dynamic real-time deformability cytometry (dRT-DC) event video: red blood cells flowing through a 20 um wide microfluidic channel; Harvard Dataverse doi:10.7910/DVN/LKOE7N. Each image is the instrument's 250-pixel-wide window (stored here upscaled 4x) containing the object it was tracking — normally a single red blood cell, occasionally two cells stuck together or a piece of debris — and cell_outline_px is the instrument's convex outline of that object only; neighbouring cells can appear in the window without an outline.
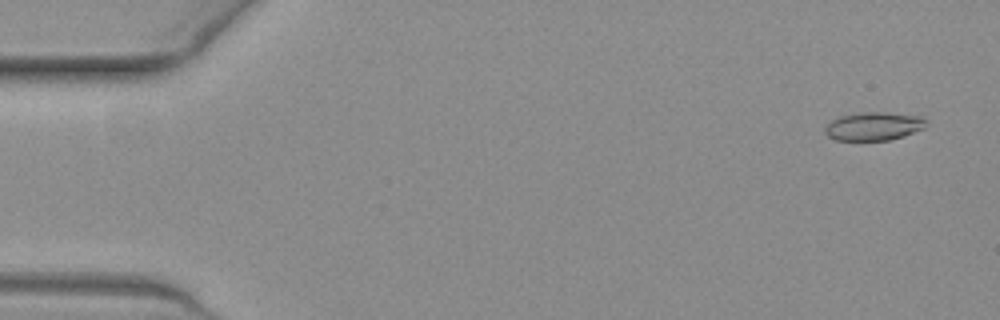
{"species": "common noctule bat (a hibernating species)", "species_latin": "Nyctalus noctula", "temperature_condition": "warm", "stored_images_in_passage": 53, "camera_frame_rate_fps": 3000, "um_per_image_px": 0.085, "animal": {"sex": "female", "body_mass_g": 19.3, "forearm_length_mm": 54.1}, "frame": {"image": 1, "passage_image": 3, "time_ms": 0.667, "image_size_px": [1000, 320], "cell_outline_px": [[924, 128], [904, 136], [888, 140], [836, 140], [828, 136], [824, 132], [824, 128], [832, 120], [840, 116], [860, 112], [884, 112], [920, 116], [924, 120]], "centroid_in_image_um": [74.22, 10.73], "position_along_channel_um": 10.8, "area_um2": 16.53}}
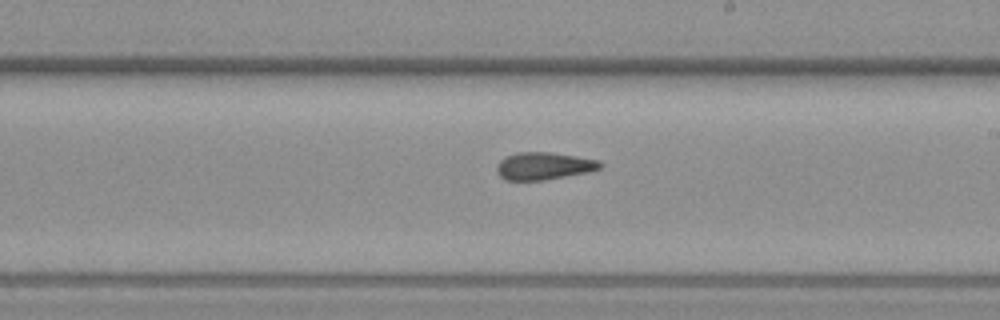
{"frame": {"image": 2, "passage_image": 31, "time_ms": 10.0, "image_size_px": [1000, 320], "cell_outline_px": [[604, 164], [600, 168], [588, 172], [544, 180], [504, 180], [500, 176], [496, 168], [500, 160], [516, 152], [552, 152], [600, 160]], "centroid_in_image_um": [46.25, 14.1], "position_along_channel_um": 242.8, "area_um2": 16.53}}
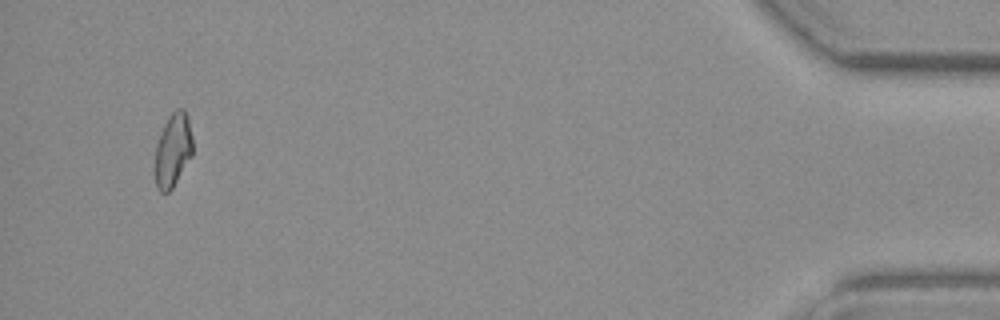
{"frame": {"image": 3, "passage_image": 51, "time_ms": 16.667, "image_size_px": [1000, 320], "cell_outline_px": [[192, 156], [172, 188], [168, 192], [160, 192], [156, 188], [156, 144], [160, 132], [164, 124], [172, 112], [176, 108], [184, 108], [188, 116], [192, 136]], "centroid_in_image_um": [14.71, 12.73], "position_along_channel_um": 420.5, "area_um2": 16.13}, "authors_computed_cell_mechanics": {"area_um2": 16.5886, "velocity_mm_per_s": 3.9026, "shape_relaxation_time_tau1_ms": null, "shape_relaxation_time_tau2_ms": 3.0969, "deformation_change_tau1": null, "deformation_change_tau2": 0.1}}